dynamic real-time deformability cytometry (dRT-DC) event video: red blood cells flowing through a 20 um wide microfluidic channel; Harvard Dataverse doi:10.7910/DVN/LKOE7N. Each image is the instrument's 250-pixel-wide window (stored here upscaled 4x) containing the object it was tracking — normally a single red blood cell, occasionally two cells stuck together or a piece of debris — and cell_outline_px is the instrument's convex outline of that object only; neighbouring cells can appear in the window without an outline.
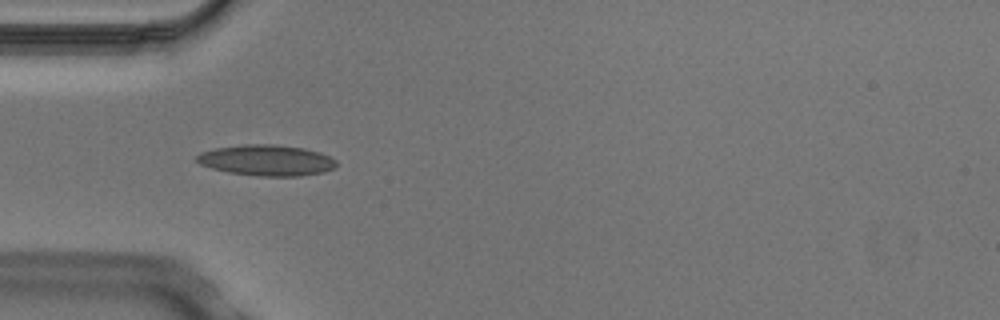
{"species": "Egyptian fruit bat (a non-hibernating species)", "species_latin": "Rousettus aegyptiacus", "temperature_condition": "cold", "stored_images_in_passage": 8, "camera_frame_rate_fps": 3000, "um_per_image_px": 0.085, "animal": {"sex": "male"}, "frame": {"image": 1, "passage_image": 4, "time_ms": 1.0, "image_size_px": [1000, 320], "cell_outline_px": [[336, 168], [324, 172], [300, 176], [256, 176], [228, 172], [212, 168], [200, 164], [196, 160], [196, 156], [200, 152], [216, 148], [244, 144], [276, 144], [304, 148], [320, 152], [336, 160]], "centroid_in_image_um": [22.67, 13.62], "position_along_channel_um": 62.3, "area_um2": 25.26}}
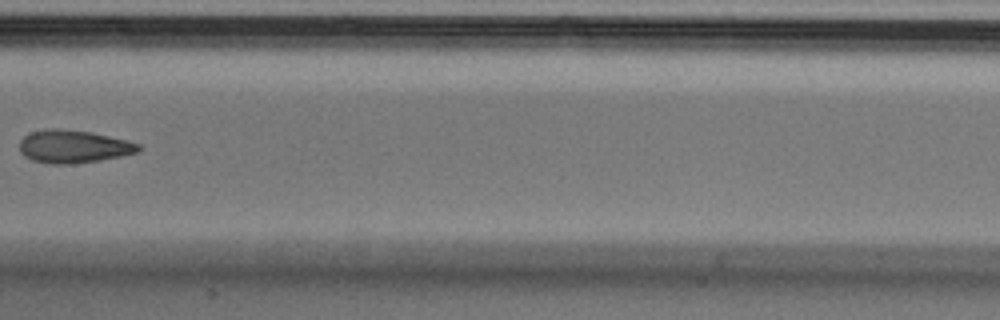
{"frame": {"image": 2, "passage_image": 7, "time_ms": 2.0, "image_size_px": [1000, 320], "cell_outline_px": [[144, 148], [140, 152], [100, 160], [72, 164], [52, 164], [32, 160], [24, 156], [20, 152], [20, 140], [24, 136], [32, 132], [52, 128], [60, 128], [92, 132], [140, 144]], "centroid_in_image_um": [6.26, 12.46], "position_along_channel_um": 201.1, "area_um2": 22.83}}
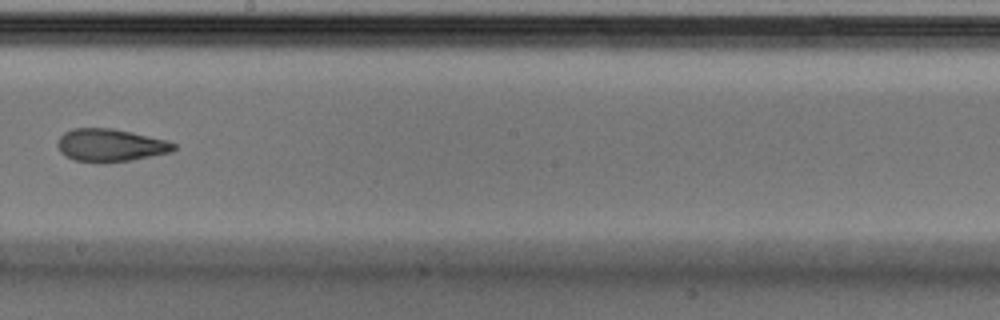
{"frame": {"image": 3, "passage_image": 8, "time_ms": 2.333, "image_size_px": [1000, 320], "cell_outline_px": [[176, 148], [172, 152], [132, 160], [72, 160], [64, 156], [60, 152], [56, 144], [60, 136], [64, 132], [72, 128], [112, 128], [132, 132], [168, 140], [176, 144]], "centroid_in_image_um": [9.39, 12.31], "position_along_channel_um": 238.8, "area_um2": 21.85}}